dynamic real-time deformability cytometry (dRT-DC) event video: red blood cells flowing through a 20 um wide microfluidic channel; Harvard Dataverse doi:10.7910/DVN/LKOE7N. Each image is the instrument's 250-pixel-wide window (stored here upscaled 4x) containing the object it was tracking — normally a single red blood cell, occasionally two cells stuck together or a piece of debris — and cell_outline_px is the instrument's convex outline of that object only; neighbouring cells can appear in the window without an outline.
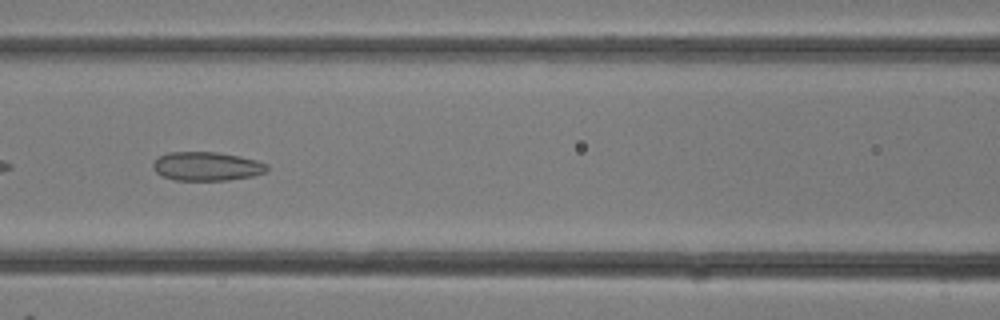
{"species": "common noctule bat (a hibernating species)", "species_latin": "Nyctalus noctula", "temperature_condition": "room temperature", "stored_images_in_passage": 31, "camera_frame_rate_fps": 3000, "um_per_image_px": 0.085, "animal": {"sex": "female"}, "frame": {"image": 1, "passage_image": 14, "time_ms": 4.333, "image_size_px": [1000, 320], "cell_outline_px": [[268, 168], [264, 172], [252, 176], [228, 180], [176, 180], [160, 176], [152, 168], [152, 164], [160, 156], [168, 152], [216, 152], [240, 156], [256, 160], [268, 164]], "centroid_in_image_um": [17.55, 14.13], "position_along_channel_um": 149.0, "area_um2": 19.13}}
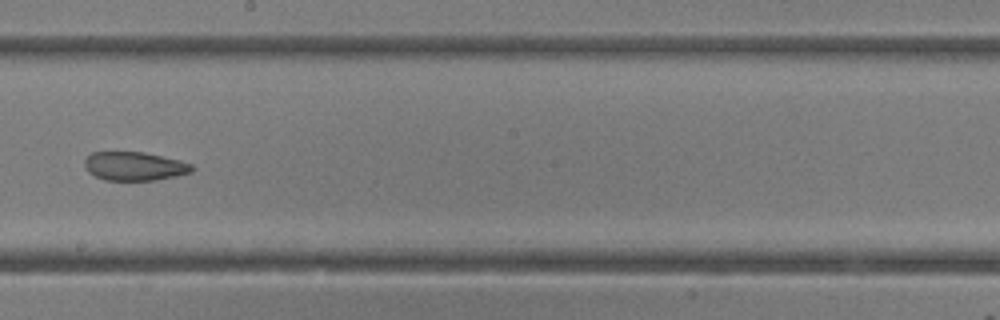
{"frame": {"image": 2, "passage_image": 18, "time_ms": 5.667, "image_size_px": [1000, 320], "cell_outline_px": [[196, 168], [192, 172], [176, 176], [156, 180], [104, 180], [88, 172], [84, 168], [84, 160], [92, 152], [144, 152], [180, 160], [192, 164]], "centroid_in_image_um": [11.44, 14.13], "position_along_channel_um": 236.8, "area_um2": 18.09}}